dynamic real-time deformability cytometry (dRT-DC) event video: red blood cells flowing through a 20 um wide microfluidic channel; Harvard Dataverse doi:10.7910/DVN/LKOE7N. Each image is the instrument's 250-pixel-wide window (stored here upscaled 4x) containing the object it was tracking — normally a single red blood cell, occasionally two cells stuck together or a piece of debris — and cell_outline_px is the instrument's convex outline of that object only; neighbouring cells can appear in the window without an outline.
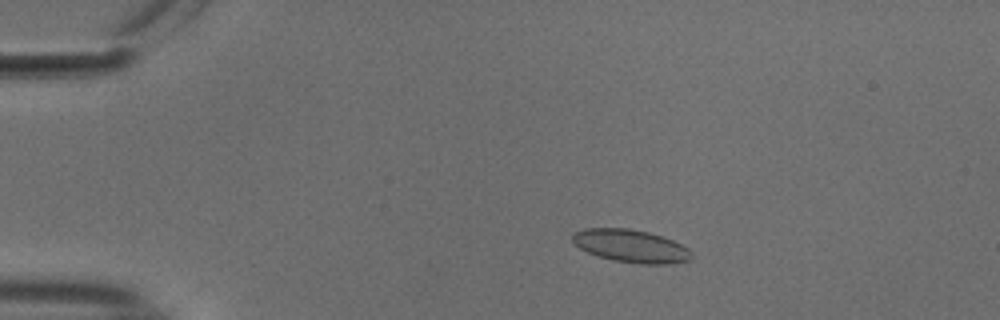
{"species": "common noctule bat (a hibernating species)", "species_latin": "Nyctalus noctula", "temperature_condition": "cold", "stored_images_in_passage": 55, "camera_frame_rate_fps": 3000, "um_per_image_px": 0.085, "animal": {"sex": "male", "body_mass_g": 18.8}, "frame": {"image": 1, "passage_image": 11, "time_ms": 3.333, "image_size_px": [1000, 320], "cell_outline_px": [[692, 260], [668, 264], [640, 264], [612, 260], [588, 252], [580, 248], [572, 240], [572, 232], [584, 228], [628, 228], [648, 232], [672, 240], [688, 248], [692, 252]], "centroid_in_image_um": [53.63, 20.91], "position_along_channel_um": 31.4, "area_um2": 22.77}}
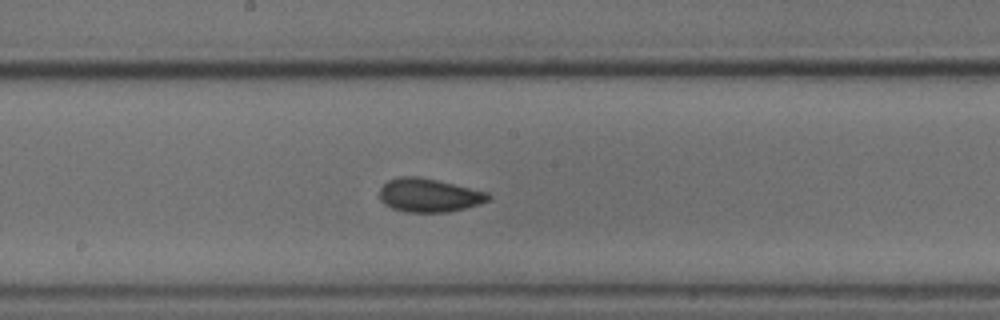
{"frame": {"image": 2, "passage_image": 30, "time_ms": 9.667, "image_size_px": [1000, 320], "cell_outline_px": [[492, 196], [488, 200], [480, 204], [448, 212], [404, 212], [392, 208], [384, 204], [380, 200], [380, 188], [388, 180], [400, 176], [416, 176], [436, 180], [488, 192]], "centroid_in_image_um": [36.45, 16.6], "position_along_channel_um": 211.8, "area_um2": 21.21}}
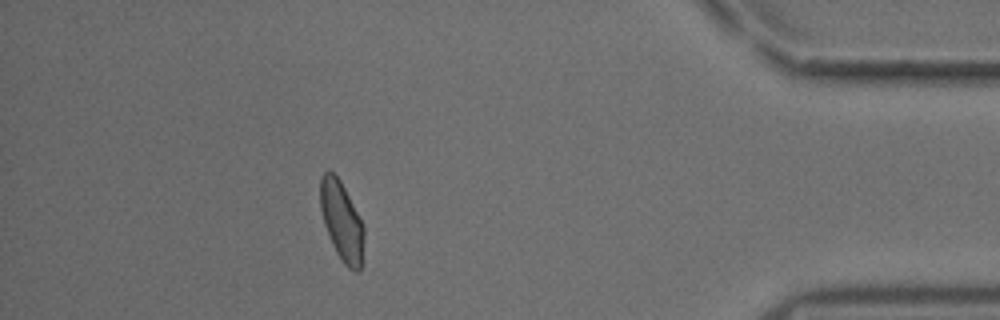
{"frame": {"image": 3, "passage_image": 49, "time_ms": 16.0, "image_size_px": [1000, 320], "cell_outline_px": [[364, 236], [360, 272], [356, 272], [348, 268], [344, 264], [336, 252], [332, 244], [324, 224], [320, 208], [320, 180], [324, 172], [328, 168], [340, 180], [364, 224]], "centroid_in_image_um": [29.04, 18.79], "position_along_channel_um": 406.2, "area_um2": 20.23}, "authors_computed_cell_mechanics": {"area_um2": 20.9236, "velocity_mm_per_s": 3.7414, "shape_relaxation_time_tau1_ms": 3.9303, "shape_relaxation_time_tau2_ms": 1.741, "deformation_change_tau1": 0.0956, "deformation_change_tau2": 0.0556}}